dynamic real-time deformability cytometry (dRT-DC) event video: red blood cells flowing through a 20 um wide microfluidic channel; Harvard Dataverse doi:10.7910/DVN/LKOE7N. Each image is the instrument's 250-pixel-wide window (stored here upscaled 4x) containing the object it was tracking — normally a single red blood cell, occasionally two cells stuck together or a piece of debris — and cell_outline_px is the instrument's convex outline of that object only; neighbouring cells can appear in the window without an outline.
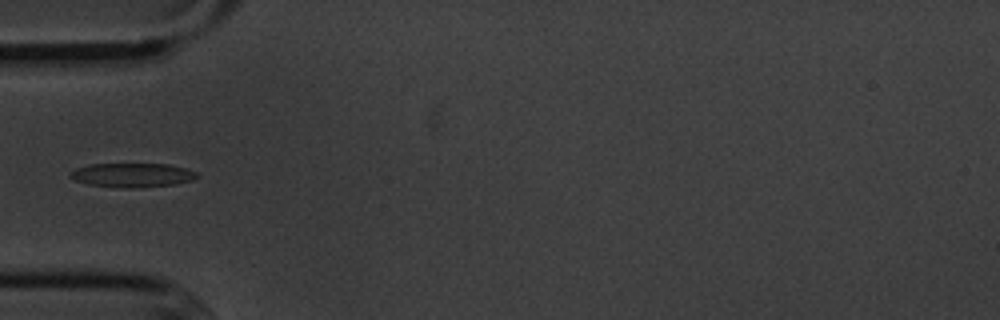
{"species": "common noctule bat (a hibernating species)", "species_latin": "Nyctalus noctula", "temperature_condition": "cold", "stored_images_in_passage": 6, "camera_frame_rate_fps": 3000, "um_per_image_px": 0.085, "animal": {"sex": "male", "body_mass_g": 20.1, "forearm_length_mm": 53.5}, "frame": {"image": 1, "passage_image": 6, "time_ms": 5.667, "image_size_px": [1000, 320], "cell_outline_px": [[200, 176], [196, 180], [176, 184], [140, 188], [120, 188], [88, 184], [76, 180], [68, 176], [76, 168], [88, 164], [168, 164], [184, 168], [196, 172]], "centroid_in_image_um": [11.29, 14.89], "position_along_channel_um": 73.7, "area_um2": 17.98}}